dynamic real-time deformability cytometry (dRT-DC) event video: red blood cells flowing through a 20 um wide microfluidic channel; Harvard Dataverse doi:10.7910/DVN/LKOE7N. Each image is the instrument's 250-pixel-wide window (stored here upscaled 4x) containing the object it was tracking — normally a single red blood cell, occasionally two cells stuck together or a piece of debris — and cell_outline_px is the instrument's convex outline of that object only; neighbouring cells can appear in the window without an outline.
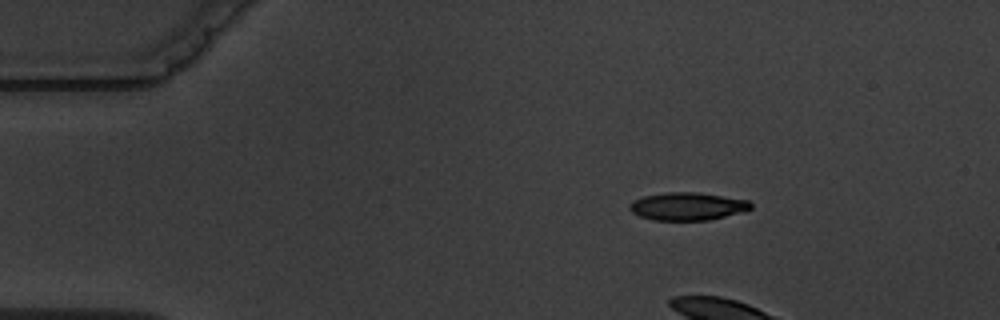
{"species": "common noctule bat (a hibernating species)", "species_latin": "Nyctalus noctula", "temperature_condition": "warm", "stored_images_in_passage": 8, "camera_frame_rate_fps": 3000, "um_per_image_px": 0.085, "animal": {"sex": "male", "body_mass_g": 19.5, "forearm_length_mm": 54.6}, "frame": {"image": 1, "passage_image": 2, "time_ms": 1.0, "image_size_px": [1000, 320], "cell_outline_px": [[752, 208], [744, 212], [708, 220], [652, 220], [640, 216], [632, 212], [628, 208], [628, 204], [632, 200], [644, 196], [668, 192], [696, 192], [748, 200], [752, 204]], "centroid_in_image_um": [58.42, 17.54], "position_along_channel_um": 26.6, "area_um2": 19.71}}
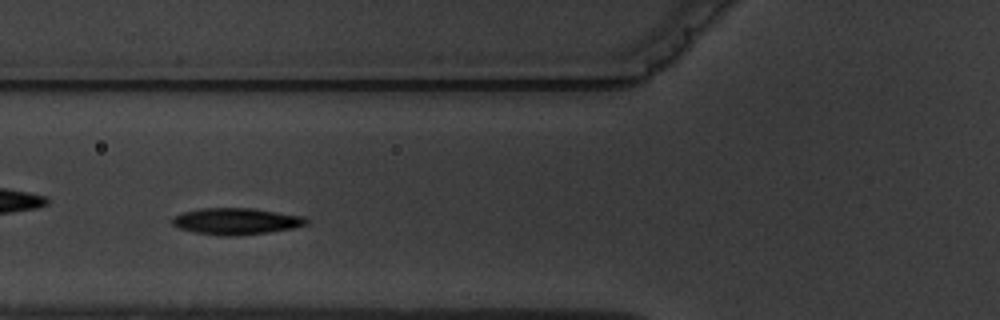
{"frame": {"image": 2, "passage_image": 6, "time_ms": 5.667, "image_size_px": [1000, 320], "cell_outline_px": [[308, 224], [292, 228], [268, 232], [236, 236], [220, 236], [196, 232], [176, 228], [172, 224], [172, 216], [184, 212], [200, 208], [252, 208], [304, 216], [308, 220]], "centroid_in_image_um": [20.05, 18.81], "position_along_channel_um": 105.8, "area_um2": 20.81}}